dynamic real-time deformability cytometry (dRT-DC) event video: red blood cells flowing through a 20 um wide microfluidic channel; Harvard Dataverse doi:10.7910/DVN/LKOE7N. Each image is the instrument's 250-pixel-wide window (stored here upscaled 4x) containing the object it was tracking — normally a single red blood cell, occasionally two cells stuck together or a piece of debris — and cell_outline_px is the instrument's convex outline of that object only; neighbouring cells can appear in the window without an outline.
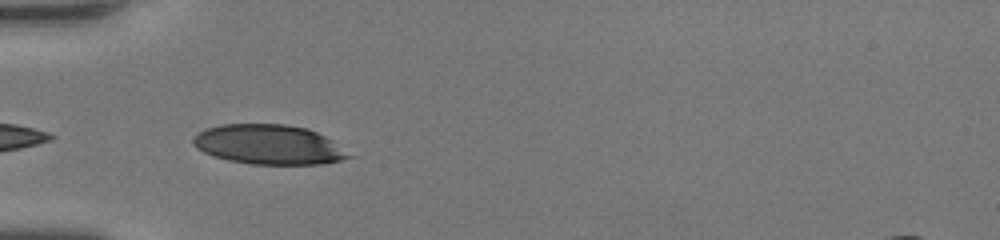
{"species": "human", "species_latin": "Homo sapiens", "temperature_condition": "room temperature", "stored_images_in_passage": 21, "camera_frame_rate_fps": 3000, "um_per_image_px": 0.085, "donor": {"sex": "female"}, "frame": {"image": 1, "passage_image": 1, "time_ms": 0.0, "image_size_px": [1000, 240], "cell_outline_px": [[352, 156], [340, 160], [320, 164], [252, 164], [228, 160], [204, 152], [196, 148], [192, 144], [192, 136], [204, 128], [220, 124], [284, 124], [308, 128], [332, 140]], "centroid_in_image_um": [22.78, 12.27], "position_along_channel_um": 62.2, "area_um2": 35.89}}
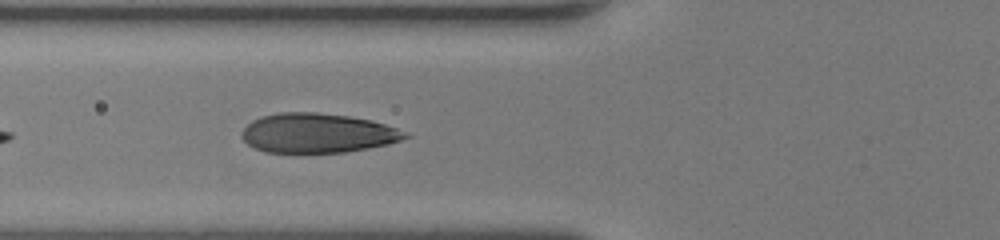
{"frame": {"image": 2, "passage_image": 4, "time_ms": 1.0, "image_size_px": [1000, 240], "cell_outline_px": [[412, 136], [388, 144], [368, 148], [344, 152], [268, 152], [256, 148], [248, 144], [240, 136], [240, 132], [252, 120], [260, 116], [280, 112], [316, 112], [348, 116], [372, 120], [408, 132]], "centroid_in_image_um": [26.99, 11.3], "position_along_channel_um": 98.8, "area_um2": 37.57}}
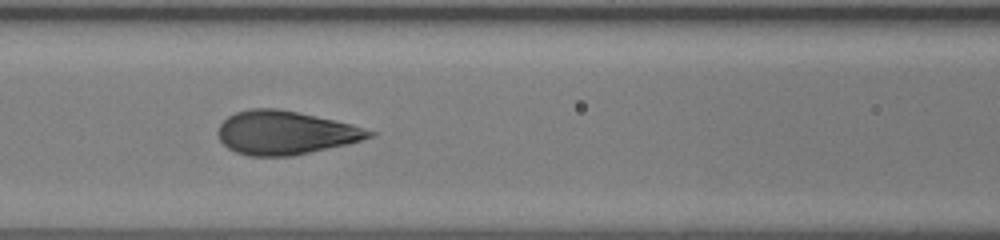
{"frame": {"image": 3, "passage_image": 7, "time_ms": 2.0, "image_size_px": [1000, 240], "cell_outline_px": [[376, 132], [372, 136], [360, 140], [344, 144], [292, 156], [248, 156], [236, 152], [228, 148], [220, 140], [216, 132], [220, 124], [228, 116], [236, 112], [252, 108], [276, 108], [316, 116], [352, 124]], "centroid_in_image_um": [24.19, 11.28], "position_along_channel_um": 142.4, "area_um2": 38.03}}